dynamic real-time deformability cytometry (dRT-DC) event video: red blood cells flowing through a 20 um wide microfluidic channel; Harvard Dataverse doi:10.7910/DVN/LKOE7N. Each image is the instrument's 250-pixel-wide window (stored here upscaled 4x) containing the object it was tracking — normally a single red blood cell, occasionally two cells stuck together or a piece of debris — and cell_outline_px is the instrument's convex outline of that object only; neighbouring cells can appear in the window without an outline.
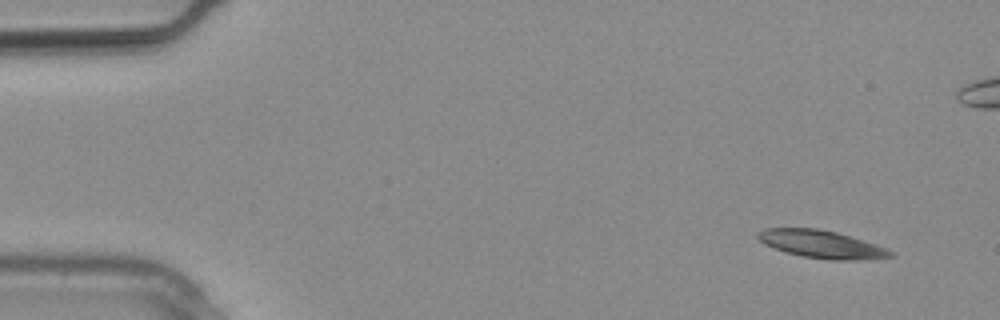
{"species": "common noctule bat (a hibernating species)", "species_latin": "Nyctalus noctula", "temperature_condition": "warm", "stored_images_in_passage": 15, "camera_frame_rate_fps": 3000, "um_per_image_px": 0.085, "animal": {"sex": "male", "body_mass_g": 20.4}, "frame": {"image": 1, "passage_image": 1, "time_ms": 0.0, "image_size_px": [1000, 320], "cell_outline_px": [[892, 256], [864, 260], [828, 260], [800, 256], [784, 252], [764, 244], [756, 236], [756, 232], [764, 228], [816, 228], [836, 232], [876, 244], [888, 248], [892, 252]], "centroid_in_image_um": [69.79, 20.76], "position_along_channel_um": 15.2, "area_um2": 21.56}}